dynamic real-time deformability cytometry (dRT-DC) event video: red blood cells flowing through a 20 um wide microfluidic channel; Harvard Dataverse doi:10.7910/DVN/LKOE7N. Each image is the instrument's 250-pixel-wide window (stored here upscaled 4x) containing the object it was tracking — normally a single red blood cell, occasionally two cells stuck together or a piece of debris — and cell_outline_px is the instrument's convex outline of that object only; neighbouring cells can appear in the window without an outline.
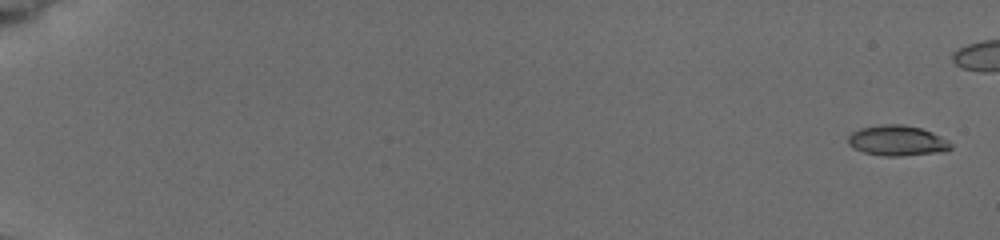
{"species": "common noctule bat (a hibernating species)", "species_latin": "Nyctalus noctula", "temperature_condition": "cold", "stored_images_in_passage": 25, "segment_of_instrument_passage": [1, 2], "camera_frame_rate_fps": 3000, "um_per_image_px": 0.085, "animal": {"sex": "female", "body_mass_g": 19.5, "forearm_length_mm": 54.1}, "frame": {"image": 1, "passage_image": 1, "time_ms": 0.0, "image_size_px": [1000, 240], "cell_outline_px": [[952, 148], [932, 152], [900, 156], [884, 156], [864, 152], [852, 148], [848, 144], [848, 136], [852, 132], [860, 128], [884, 124], [904, 124], [920, 128], [932, 132], [948, 140], [952, 144]], "centroid_in_image_um": [76.21, 11.94], "position_along_channel_um": 8.8, "area_um2": 17.98}}
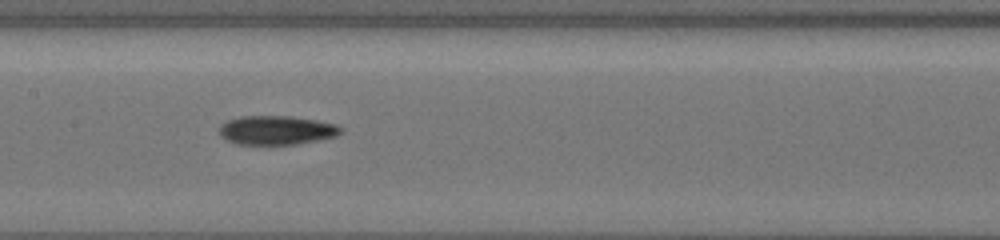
{"frame": {"image": 2, "passage_image": 20, "time_ms": 9.667, "image_size_px": [1000, 240], "cell_outline_px": [[344, 128], [336, 136], [320, 140], [296, 144], [236, 144], [220, 136], [220, 124], [228, 120], [240, 116], [292, 116], [316, 120], [336, 124]], "centroid_in_image_um": [23.52, 11.06], "position_along_channel_um": 183.9, "area_um2": 20.58}}
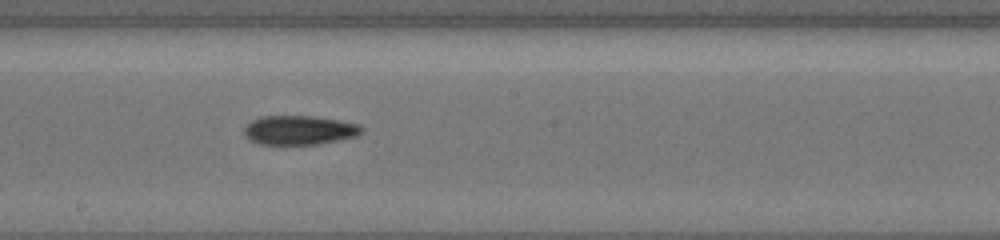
{"frame": {"image": 3, "passage_image": 22, "time_ms": 10.667, "image_size_px": [1000, 240], "cell_outline_px": [[364, 128], [356, 136], [316, 144], [260, 144], [244, 136], [244, 128], [252, 120], [260, 116], [312, 116], [360, 124]], "centroid_in_image_um": [25.41, 11.05], "position_along_channel_um": 222.8, "area_um2": 19.71}}